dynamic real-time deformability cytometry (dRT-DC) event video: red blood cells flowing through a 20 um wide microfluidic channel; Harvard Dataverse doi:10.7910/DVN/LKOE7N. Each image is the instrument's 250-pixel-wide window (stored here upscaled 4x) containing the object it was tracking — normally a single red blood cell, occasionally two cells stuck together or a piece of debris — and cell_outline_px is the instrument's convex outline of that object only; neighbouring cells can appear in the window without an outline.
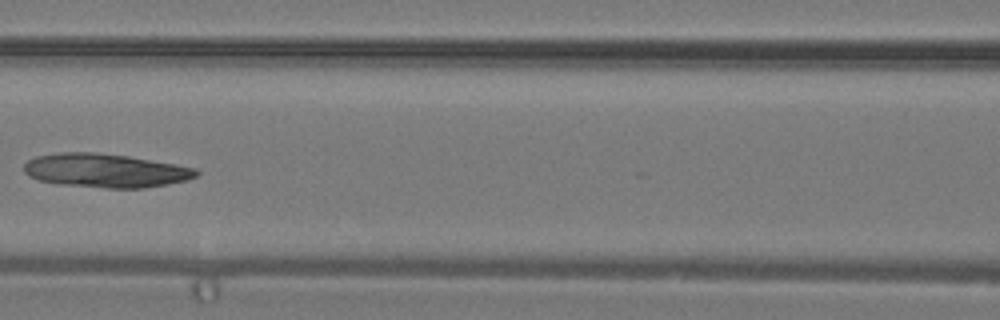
{"species": "common noctule bat (a hibernating species)", "species_latin": "Nyctalus noctula", "temperature_condition": "warm", "stored_images_in_passage": 38, "camera_frame_rate_fps": 3000, "um_per_image_px": 0.085, "animal": {"sex": "male", "body_mass_g": 19.2, "forearm_length_mm": 51.8}, "frame": {"image": 1, "passage_image": 18, "time_ms": 5.667, "image_size_px": [1000, 320], "cell_outline_px": [[200, 172], [196, 176], [184, 180], [168, 184], [144, 188], [108, 188], [60, 184], [40, 180], [28, 176], [24, 172], [24, 164], [28, 160], [36, 156], [60, 152], [92, 152], [128, 156], [176, 164], [196, 168]], "centroid_in_image_um": [8.95, 14.49], "position_along_channel_um": 157.6, "area_um2": 33.81}}
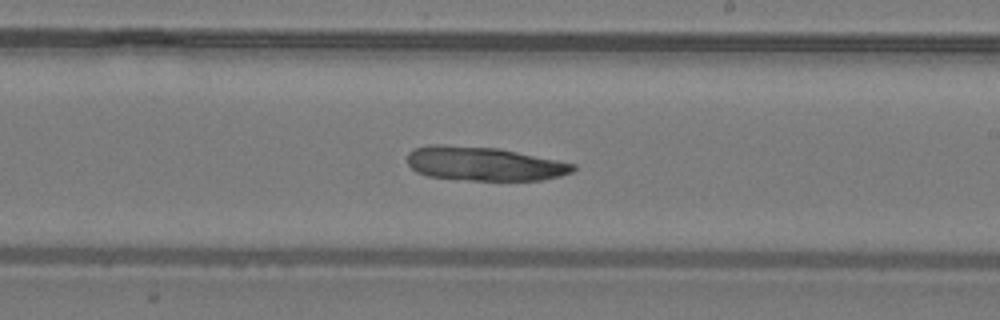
{"frame": {"image": 2, "passage_image": 23, "time_ms": 7.333, "image_size_px": [1000, 320], "cell_outline_px": [[576, 168], [572, 172], [560, 176], [544, 180], [468, 180], [428, 176], [416, 172], [408, 164], [408, 152], [416, 148], [428, 144], [440, 144], [496, 148], [576, 164]], "centroid_in_image_um": [41.12, 13.92], "position_along_channel_um": 247.9, "area_um2": 32.6}}
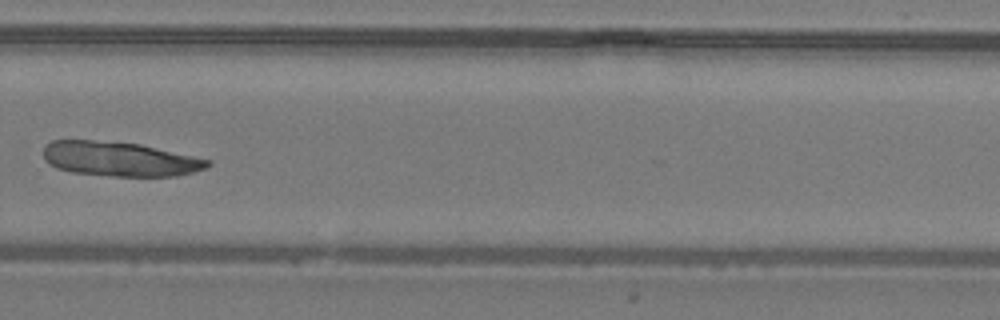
{"frame": {"image": 3, "passage_image": 27, "time_ms": 8.667, "image_size_px": [1000, 320], "cell_outline_px": [[212, 164], [208, 168], [176, 176], [112, 176], [72, 172], [56, 168], [48, 164], [44, 160], [44, 148], [52, 140], [92, 140], [140, 144], [192, 156], [208, 160]], "centroid_in_image_um": [10.14, 13.52], "position_along_channel_um": 319.7, "area_um2": 32.83}}